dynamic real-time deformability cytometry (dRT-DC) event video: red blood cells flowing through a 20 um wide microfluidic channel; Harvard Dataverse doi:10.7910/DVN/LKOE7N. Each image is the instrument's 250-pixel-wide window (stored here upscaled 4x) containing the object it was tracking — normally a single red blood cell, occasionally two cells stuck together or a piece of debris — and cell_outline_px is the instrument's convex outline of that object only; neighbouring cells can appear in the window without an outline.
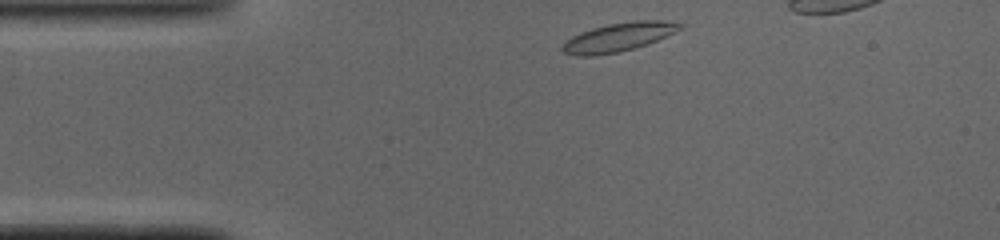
{"species": "common noctule bat (a hibernating species)", "species_latin": "Nyctalus noctula", "temperature_condition": "cold", "stored_images_in_passage": 34, "camera_frame_rate_fps": 3000, "um_per_image_px": 0.085, "animal": {"sex": "male", "body_mass_g": 19.0, "forearm_length_mm": 50.8}, "frame": {"image": 1, "passage_image": 1, "time_ms": 0.0, "image_size_px": [1000, 240], "cell_outline_px": [[684, 28], [648, 44], [620, 52], [596, 56], [576, 56], [564, 52], [560, 48], [564, 40], [580, 32], [592, 28], [608, 24], [632, 20], [664, 20], [684, 24]], "centroid_in_image_um": [52.56, 3.15], "position_along_channel_um": 32.4, "area_um2": 20.0}}
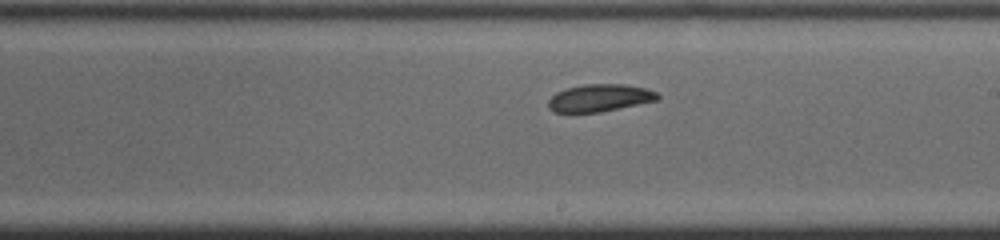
{"frame": {"image": 2, "passage_image": 19, "time_ms": 6.0, "image_size_px": [1000, 240], "cell_outline_px": [[660, 96], [656, 100], [600, 112], [552, 112], [548, 108], [548, 100], [556, 92], [568, 88], [584, 84], [624, 84], [648, 88], [656, 92]], "centroid_in_image_um": [50.95, 8.31], "position_along_channel_um": 238.0, "area_um2": 17.34}}
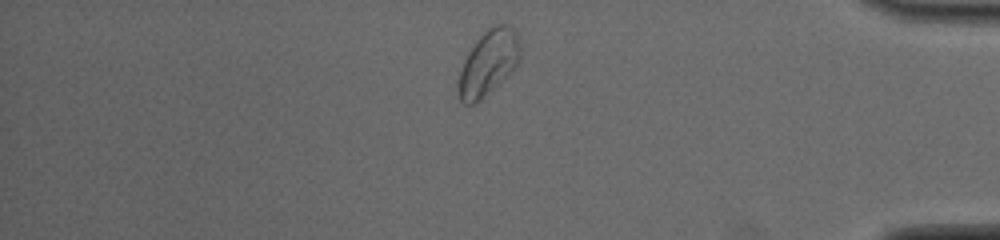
{"frame": {"image": 3, "passage_image": 33, "time_ms": 10.667, "image_size_px": [1000, 240], "cell_outline_px": [[520, 60], [476, 104], [464, 104], [460, 100], [456, 92], [456, 84], [464, 60], [468, 52], [476, 40], [488, 28], [496, 24], [504, 24], [512, 28], [516, 32], [520, 40]], "centroid_in_image_um": [41.46, 5.33], "position_along_channel_um": 393.7, "area_um2": 23.12}}